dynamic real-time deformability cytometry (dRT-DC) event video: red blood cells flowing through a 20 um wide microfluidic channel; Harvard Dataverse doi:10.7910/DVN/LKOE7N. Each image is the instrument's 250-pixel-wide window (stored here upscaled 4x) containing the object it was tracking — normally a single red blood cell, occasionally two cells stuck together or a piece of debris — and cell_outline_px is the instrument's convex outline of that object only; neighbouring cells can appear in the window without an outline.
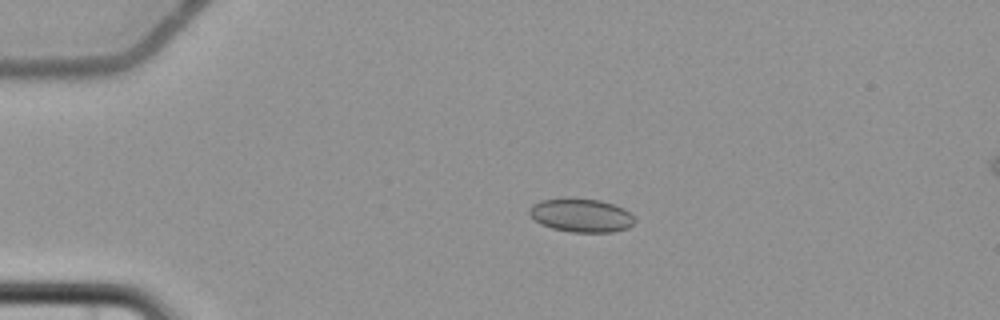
{"species": "common noctule bat (a hibernating species)", "species_latin": "Nyctalus noctula", "temperature_condition": "cold", "stored_images_in_passage": 6, "camera_frame_rate_fps": 3000, "um_per_image_px": 0.085, "animal": {"sex": "female", "body_mass_g": 22.7, "forearm_length_mm": 54.2}, "frame": {"image": 1, "passage_image": 4, "time_ms": 4.333, "image_size_px": [1000, 320], "cell_outline_px": [[636, 220], [628, 228], [612, 232], [572, 232], [552, 228], [540, 224], [528, 212], [528, 208], [532, 204], [540, 200], [564, 196], [600, 200], [624, 208]], "centroid_in_image_um": [49.36, 18.27], "position_along_channel_um": 35.6, "area_um2": 20.92}}